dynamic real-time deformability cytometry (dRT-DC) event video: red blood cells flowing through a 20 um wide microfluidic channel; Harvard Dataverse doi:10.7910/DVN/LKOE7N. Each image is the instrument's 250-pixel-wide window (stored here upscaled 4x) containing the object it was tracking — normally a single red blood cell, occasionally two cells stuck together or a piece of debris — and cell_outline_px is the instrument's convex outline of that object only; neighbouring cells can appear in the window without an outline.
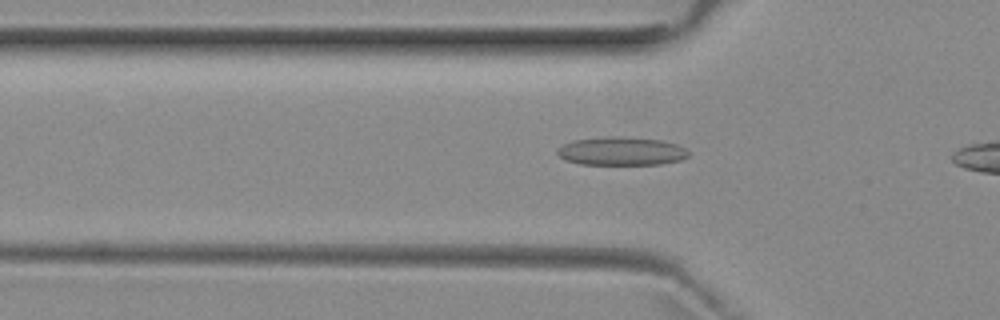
{"species": "common noctule bat (a hibernating species)", "species_latin": "Nyctalus noctula", "temperature_condition": "room temperature", "stored_images_in_passage": 7, "camera_frame_rate_fps": 3000, "um_per_image_px": 0.085, "animal": {"sex": "female", "body_mass_g": 29.2, "forearm_length_mm": 56.3}, "frame": {"image": 1, "passage_image": 7, "time_ms": 7.0, "image_size_px": [1000, 320], "cell_outline_px": [[688, 156], [680, 160], [660, 164], [580, 164], [564, 160], [556, 152], [564, 144], [572, 140], [604, 136], [624, 136], [660, 140], [676, 144], [684, 148], [688, 152]], "centroid_in_image_um": [52.79, 12.84], "position_along_channel_um": 73.0, "area_um2": 21.68}}